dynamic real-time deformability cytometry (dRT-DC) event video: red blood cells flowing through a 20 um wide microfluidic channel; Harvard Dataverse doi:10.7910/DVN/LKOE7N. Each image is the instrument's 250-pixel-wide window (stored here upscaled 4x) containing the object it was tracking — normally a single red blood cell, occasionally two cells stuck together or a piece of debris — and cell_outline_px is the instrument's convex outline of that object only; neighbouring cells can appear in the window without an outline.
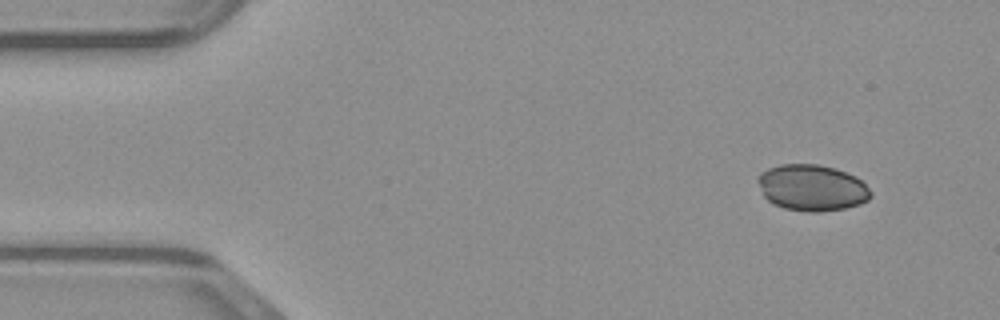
{"species": "common noctule bat (a hibernating species)", "species_latin": "Nyctalus noctula", "temperature_condition": "warm", "stored_images_in_passage": 45, "camera_frame_rate_fps": 3000, "um_per_image_px": 0.085, "animal": {"sex": "male", "body_mass_g": 23.1, "forearm_length_mm": 52.7}, "frame": {"image": 1, "passage_image": 1, "time_ms": 0.0, "image_size_px": [1000, 320], "cell_outline_px": [[872, 196], [868, 200], [860, 204], [844, 208], [820, 212], [808, 212], [784, 208], [772, 204], [764, 196], [756, 180], [760, 172], [768, 168], [780, 164], [820, 164], [836, 168], [856, 176], [872, 192]], "centroid_in_image_um": [69.0, 15.95], "position_along_channel_um": 16.0, "area_um2": 30.69}}